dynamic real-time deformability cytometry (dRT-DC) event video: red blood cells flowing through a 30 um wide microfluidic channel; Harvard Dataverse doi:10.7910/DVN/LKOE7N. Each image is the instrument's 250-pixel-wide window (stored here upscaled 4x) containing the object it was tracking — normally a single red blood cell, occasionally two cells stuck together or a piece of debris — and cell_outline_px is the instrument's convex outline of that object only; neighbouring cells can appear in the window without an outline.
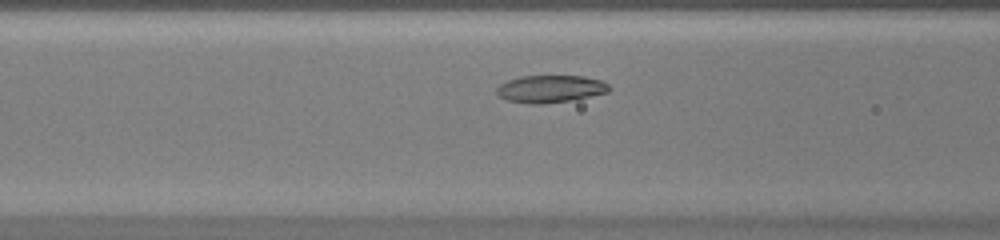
{"species": "common noctule bat (a hibernating species)", "species_latin": "Nyctalus noctula", "temperature_condition": "warm", "stored_images_in_passage": 35, "camera_frame_rate_fps": 3000, "um_per_image_px": 0.085, "animal": {"sex": "female", "body_mass_g": 20.0, "forearm_length_mm": 54.0}, "frame": {"image": 1, "passage_image": 8, "time_ms": 2.333, "image_size_px": [1000, 240], "cell_outline_px": [[612, 88], [608, 92], [568, 100], [540, 104], [528, 104], [508, 100], [500, 96], [496, 92], [496, 88], [500, 84], [508, 80], [520, 76], [584, 76], [600, 80], [608, 84]], "centroid_in_image_um": [46.76, 7.54], "position_along_channel_um": 119.8, "area_um2": 17.74}}
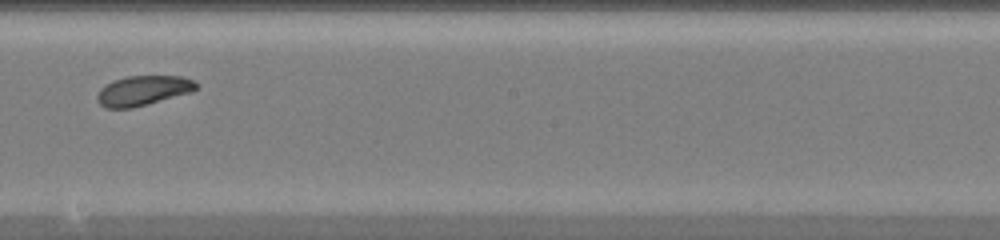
{"frame": {"image": 2, "passage_image": 16, "time_ms": 5.0, "image_size_px": [1000, 240], "cell_outline_px": [[196, 88], [192, 92], [132, 108], [108, 108], [100, 104], [96, 100], [96, 96], [100, 88], [112, 80], [128, 76], [180, 76], [192, 80], [196, 84]], "centroid_in_image_um": [12.11, 7.7], "position_along_channel_um": 236.1, "area_um2": 17.11}}
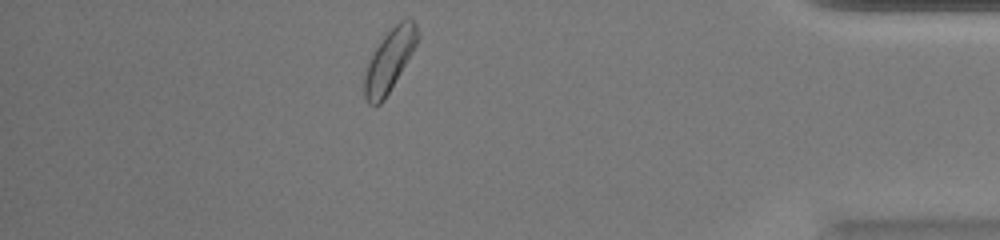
{"frame": {"image": 3, "passage_image": 30, "time_ms": 9.667, "image_size_px": [1000, 240], "cell_outline_px": [[420, 36], [412, 52], [384, 100], [376, 108], [368, 104], [364, 96], [364, 76], [368, 64], [376, 48], [384, 36], [404, 16], [412, 16], [420, 32]], "centroid_in_image_um": [33.13, 5.11], "position_along_channel_um": 402.1, "area_um2": 19.19}}